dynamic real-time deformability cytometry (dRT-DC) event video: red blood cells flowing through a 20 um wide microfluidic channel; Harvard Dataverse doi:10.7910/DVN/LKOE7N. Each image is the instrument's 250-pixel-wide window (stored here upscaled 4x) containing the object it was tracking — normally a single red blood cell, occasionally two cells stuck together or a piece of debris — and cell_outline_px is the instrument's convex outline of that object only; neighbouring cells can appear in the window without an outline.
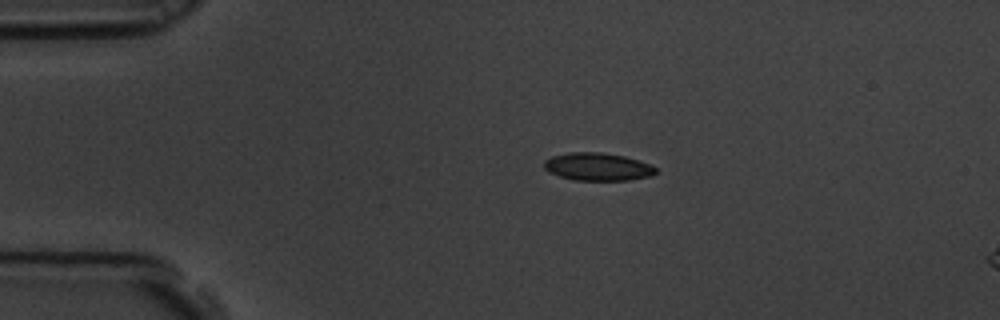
{"species": "common noctule bat (a hibernating species)", "species_latin": "Nyctalus noctula", "temperature_condition": "room temperature", "stored_images_in_passage": 7, "camera_frame_rate_fps": 3000, "um_per_image_px": 0.085, "animal": {"sex": "male", "body_mass_g": 19.5, "forearm_length_mm": 54.6}, "frame": {"image": 1, "passage_image": 1, "time_ms": 0.0, "image_size_px": [1000, 320], "cell_outline_px": [[656, 172], [648, 176], [628, 180], [576, 180], [560, 176], [548, 172], [544, 168], [544, 160], [552, 156], [568, 152], [604, 152], [624, 156], [648, 164], [656, 168]], "centroid_in_image_um": [50.74, 14.16], "position_along_channel_um": 34.3, "area_um2": 17.92}}